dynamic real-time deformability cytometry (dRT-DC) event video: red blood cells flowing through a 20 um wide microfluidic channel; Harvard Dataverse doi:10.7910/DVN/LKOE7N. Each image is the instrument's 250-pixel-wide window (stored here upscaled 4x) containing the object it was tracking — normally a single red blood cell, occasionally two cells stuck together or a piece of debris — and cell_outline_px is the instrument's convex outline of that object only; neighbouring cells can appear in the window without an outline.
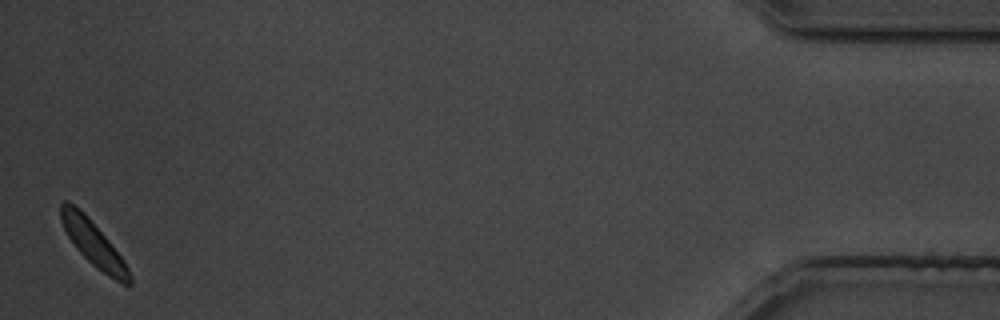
{"species": "common noctule bat (a hibernating species)", "species_latin": "Nyctalus noctula", "temperature_condition": "cold", "stored_images_in_passage": 28, "camera_frame_rate_fps": 3000, "um_per_image_px": 0.085, "animal": {"sex": "male", "body_mass_g": 19.5, "forearm_length_mm": 54.6}, "frame": {"image": 1, "passage_image": 28, "time_ms": 33.333, "image_size_px": [1000, 320], "cell_outline_px": [[132, 284], [124, 284], [108, 276], [96, 268], [76, 248], [68, 236], [60, 220], [60, 204], [64, 200], [68, 200], [80, 208], [84, 212], [108, 240], [124, 260], [128, 268], [132, 280]], "centroid_in_image_um": [7.91, 20.66], "position_along_channel_um": 427.3, "area_um2": 17.8}}